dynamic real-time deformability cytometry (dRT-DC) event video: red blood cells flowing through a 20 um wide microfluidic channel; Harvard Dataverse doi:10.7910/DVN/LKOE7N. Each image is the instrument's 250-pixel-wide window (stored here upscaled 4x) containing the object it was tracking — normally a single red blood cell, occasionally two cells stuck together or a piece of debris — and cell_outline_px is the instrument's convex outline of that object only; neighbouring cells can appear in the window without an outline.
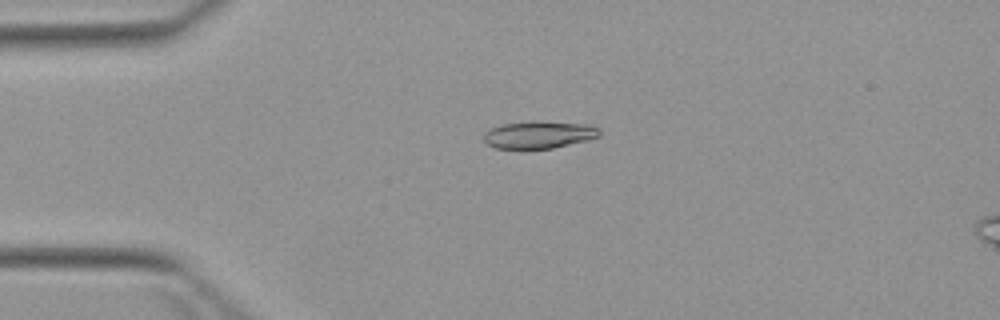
{"species": "Egyptian fruit bat (a non-hibernating species)", "species_latin": "Rousettus aegyptiacus", "temperature_condition": "warm", "stored_images_in_passage": 7, "camera_frame_rate_fps": 3000, "um_per_image_px": 0.085, "animal": {"sex": "female"}, "frame": {"image": 1, "passage_image": 4, "time_ms": 3.333, "image_size_px": [1000, 320], "cell_outline_px": [[600, 136], [588, 140], [552, 148], [496, 148], [488, 144], [484, 140], [484, 132], [500, 124], [588, 124], [600, 128]], "centroid_in_image_um": [45.82, 11.5], "position_along_channel_um": 39.2, "area_um2": 17.28}}
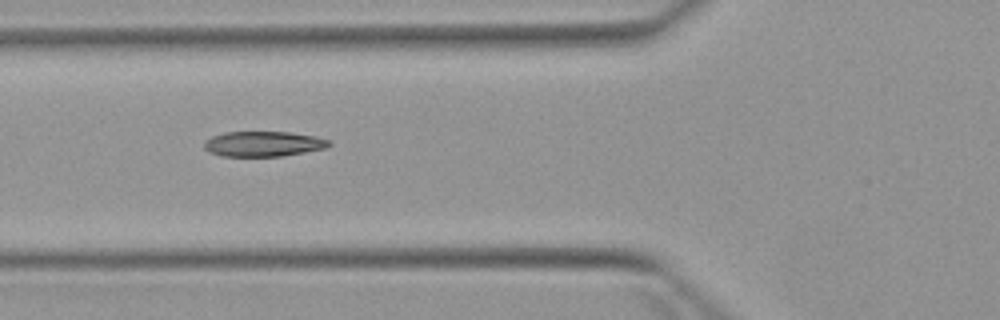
{"frame": {"image": 2, "passage_image": 6, "time_ms": 5.667, "image_size_px": [1000, 320], "cell_outline_px": [[332, 144], [324, 148], [284, 156], [220, 156], [208, 152], [204, 148], [204, 140], [212, 136], [224, 132], [292, 132], [316, 136], [332, 140]], "centroid_in_image_um": [22.38, 12.22], "position_along_channel_um": 103.4, "area_um2": 18.55}}
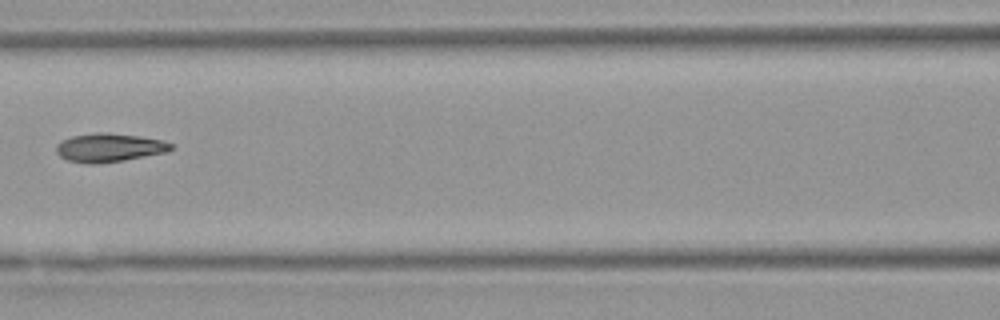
{"frame": {"image": 3, "passage_image": 7, "time_ms": 7.0, "image_size_px": [1000, 320], "cell_outline_px": [[172, 148], [168, 152], [124, 160], [96, 164], [84, 164], [68, 160], [60, 156], [56, 152], [56, 144], [72, 136], [96, 132], [108, 132], [140, 136], [164, 140], [172, 144]], "centroid_in_image_um": [9.29, 12.55], "position_along_channel_um": 157.3, "area_um2": 19.25}}